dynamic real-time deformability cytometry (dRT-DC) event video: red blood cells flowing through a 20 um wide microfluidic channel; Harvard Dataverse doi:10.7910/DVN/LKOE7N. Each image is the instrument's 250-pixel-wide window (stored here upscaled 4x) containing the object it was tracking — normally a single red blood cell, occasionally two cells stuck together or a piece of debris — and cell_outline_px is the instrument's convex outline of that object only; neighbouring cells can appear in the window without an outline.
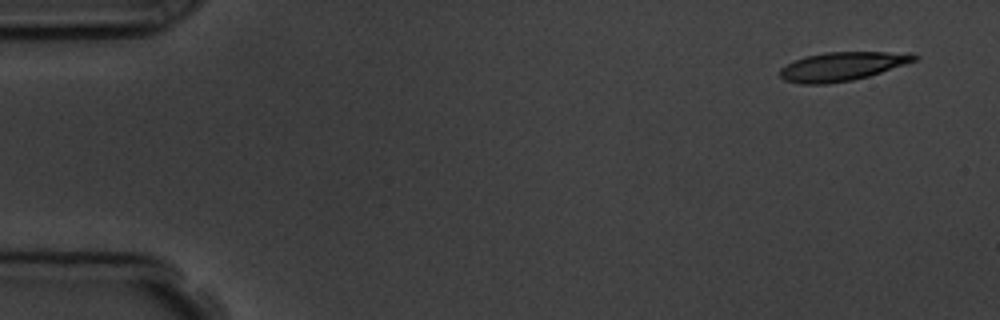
{"species": "common noctule bat (a hibernating species)", "species_latin": "Nyctalus noctula", "temperature_condition": "room temperature", "stored_images_in_passage": 4, "camera_frame_rate_fps": 3000, "um_per_image_px": 0.085, "animal": {"sex": "male", "body_mass_g": 19.5, "forearm_length_mm": 54.6}, "frame": {"image": 1, "passage_image": 1, "time_ms": 0.0, "image_size_px": [1000, 320], "cell_outline_px": [[920, 56], [916, 60], [868, 76], [852, 80], [824, 84], [800, 84], [784, 80], [780, 76], [780, 68], [796, 60], [808, 56], [824, 52], [908, 52]], "centroid_in_image_um": [71.58, 5.64], "position_along_channel_um": 13.4, "area_um2": 22.25}}